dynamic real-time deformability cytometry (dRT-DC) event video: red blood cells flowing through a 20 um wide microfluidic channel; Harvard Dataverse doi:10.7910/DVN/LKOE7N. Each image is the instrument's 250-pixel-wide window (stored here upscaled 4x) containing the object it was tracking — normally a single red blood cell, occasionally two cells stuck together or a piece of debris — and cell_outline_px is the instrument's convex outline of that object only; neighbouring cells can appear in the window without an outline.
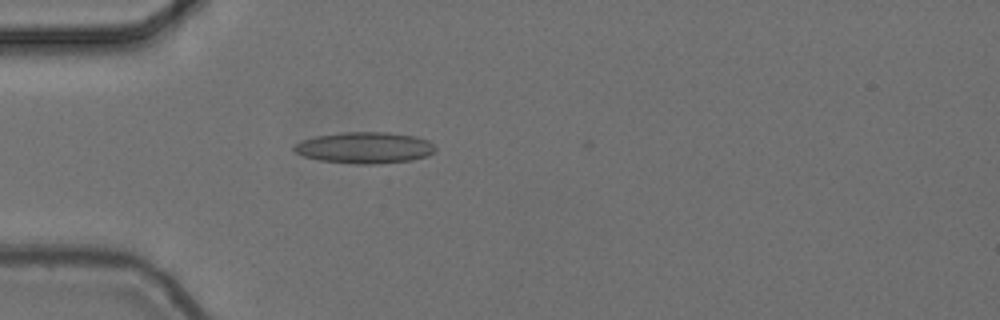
{"species": "common noctule bat (a hibernating species)", "species_latin": "Nyctalus noctula", "temperature_condition": "cold", "stored_images_in_passage": 1, "camera_frame_rate_fps": 3000, "um_per_image_px": 0.085, "animal": {"sex": "female", "body_mass_g": 24.6, "forearm_length_mm": 56.2}, "frame": {"image": 1, "passage_image": 1, "time_ms": 0.0, "image_size_px": [1000, 320], "cell_outline_px": [[436, 148], [428, 156], [412, 160], [380, 164], [356, 164], [320, 160], [304, 156], [296, 152], [292, 148], [300, 140], [316, 136], [340, 132], [388, 132], [416, 136], [428, 140]], "centroid_in_image_um": [31.01, 12.55], "position_along_channel_um": 54.0, "area_um2": 25.89}}